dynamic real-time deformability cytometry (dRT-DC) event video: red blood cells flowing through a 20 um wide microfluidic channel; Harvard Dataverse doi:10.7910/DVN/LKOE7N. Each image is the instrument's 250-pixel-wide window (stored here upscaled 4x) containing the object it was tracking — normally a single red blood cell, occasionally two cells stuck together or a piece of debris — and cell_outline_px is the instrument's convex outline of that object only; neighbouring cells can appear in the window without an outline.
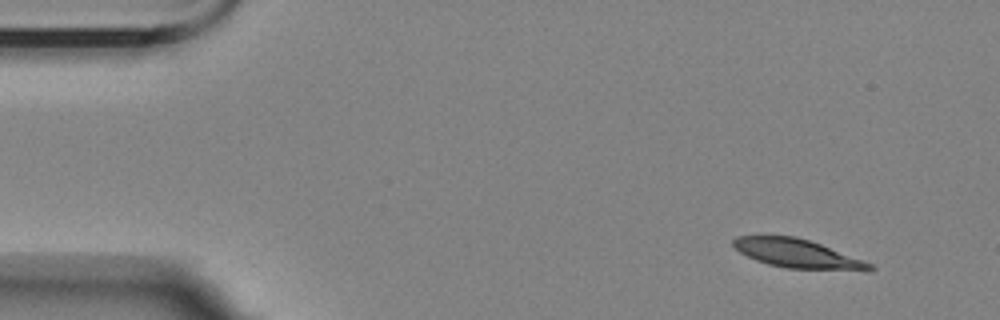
{"species": "Egyptian fruit bat (a non-hibernating species)", "species_latin": "Rousettus aegyptiacus", "temperature_condition": "room temperature", "stored_images_in_passage": 4, "camera_frame_rate_fps": 3000, "um_per_image_px": 0.085, "animal": {"sex": "female"}, "frame": {"image": 1, "passage_image": 1, "time_ms": 0.0, "image_size_px": [1000, 320], "cell_outline_px": [[876, 268], [784, 268], [768, 264], [756, 260], [740, 252], [732, 244], [732, 240], [736, 236], [796, 236], [820, 244], [872, 264]], "centroid_in_image_um": [67.59, 21.5], "position_along_channel_um": 17.4, "area_um2": 21.62}}